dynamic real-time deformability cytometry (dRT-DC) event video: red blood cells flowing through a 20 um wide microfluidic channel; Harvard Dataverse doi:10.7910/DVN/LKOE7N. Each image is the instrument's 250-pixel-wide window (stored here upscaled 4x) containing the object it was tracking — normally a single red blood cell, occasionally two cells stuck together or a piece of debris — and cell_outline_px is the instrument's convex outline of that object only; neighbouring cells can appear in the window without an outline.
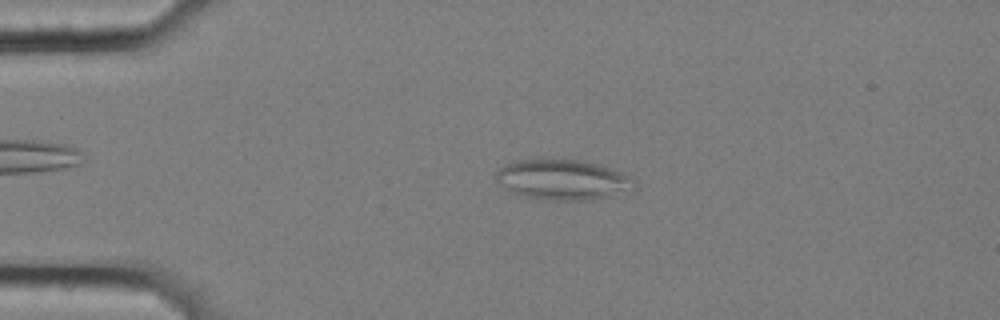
{"species": "common noctule bat (a hibernating species)", "species_latin": "Nyctalus noctula", "temperature_condition": "cold", "stored_images_in_passage": 56, "segment_of_instrument_passage": [1, 2], "camera_frame_rate_fps": 3000, "um_per_image_px": 0.085, "animal": {"sex": "female", "body_mass_g": 25.1}, "frame": {"image": 1, "passage_image": 12, "time_ms": 3.667, "image_size_px": [1000, 320], "cell_outline_px": [[636, 188], [608, 196], [592, 200], [544, 200], [524, 196], [504, 188], [492, 176], [504, 164], [512, 160], [536, 156], [552, 156], [584, 160], [604, 164], [616, 168], [636, 180]], "centroid_in_image_um": [47.81, 15.19], "position_along_channel_um": 37.2, "area_um2": 34.22}}